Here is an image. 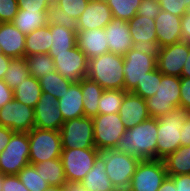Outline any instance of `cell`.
I'll return each mask as SVG.
<instances>
[{"mask_svg": "<svg viewBox=\"0 0 190 191\" xmlns=\"http://www.w3.org/2000/svg\"><path fill=\"white\" fill-rule=\"evenodd\" d=\"M157 130V118L150 117L148 120L126 130L114 149L141 160L156 159Z\"/></svg>", "mask_w": 190, "mask_h": 191, "instance_id": "cell-1", "label": "cell"}, {"mask_svg": "<svg viewBox=\"0 0 190 191\" xmlns=\"http://www.w3.org/2000/svg\"><path fill=\"white\" fill-rule=\"evenodd\" d=\"M123 67V56L108 52L88 60L87 77L104 90H124Z\"/></svg>", "mask_w": 190, "mask_h": 191, "instance_id": "cell-2", "label": "cell"}, {"mask_svg": "<svg viewBox=\"0 0 190 191\" xmlns=\"http://www.w3.org/2000/svg\"><path fill=\"white\" fill-rule=\"evenodd\" d=\"M187 114L188 112L179 106L157 118L156 159L163 160L181 146L180 132Z\"/></svg>", "mask_w": 190, "mask_h": 191, "instance_id": "cell-3", "label": "cell"}, {"mask_svg": "<svg viewBox=\"0 0 190 191\" xmlns=\"http://www.w3.org/2000/svg\"><path fill=\"white\" fill-rule=\"evenodd\" d=\"M97 155L105 163V172L116 191H128L132 176L141 159L120 153L115 149H98Z\"/></svg>", "mask_w": 190, "mask_h": 191, "instance_id": "cell-4", "label": "cell"}, {"mask_svg": "<svg viewBox=\"0 0 190 191\" xmlns=\"http://www.w3.org/2000/svg\"><path fill=\"white\" fill-rule=\"evenodd\" d=\"M124 58V90L131 92L146 73L157 68V50L134 46Z\"/></svg>", "mask_w": 190, "mask_h": 191, "instance_id": "cell-5", "label": "cell"}, {"mask_svg": "<svg viewBox=\"0 0 190 191\" xmlns=\"http://www.w3.org/2000/svg\"><path fill=\"white\" fill-rule=\"evenodd\" d=\"M29 162L34 165L45 160L61 158L60 131L33 128L28 132Z\"/></svg>", "mask_w": 190, "mask_h": 191, "instance_id": "cell-6", "label": "cell"}, {"mask_svg": "<svg viewBox=\"0 0 190 191\" xmlns=\"http://www.w3.org/2000/svg\"><path fill=\"white\" fill-rule=\"evenodd\" d=\"M180 77L162 73L161 83L155 95L145 99L147 112L151 118L166 115L180 104Z\"/></svg>", "mask_w": 190, "mask_h": 191, "instance_id": "cell-7", "label": "cell"}, {"mask_svg": "<svg viewBox=\"0 0 190 191\" xmlns=\"http://www.w3.org/2000/svg\"><path fill=\"white\" fill-rule=\"evenodd\" d=\"M28 164V132H15L0 153V172L3 175H17Z\"/></svg>", "mask_w": 190, "mask_h": 191, "instance_id": "cell-8", "label": "cell"}, {"mask_svg": "<svg viewBox=\"0 0 190 191\" xmlns=\"http://www.w3.org/2000/svg\"><path fill=\"white\" fill-rule=\"evenodd\" d=\"M62 149L95 148L93 119L80 117L67 120L60 128Z\"/></svg>", "mask_w": 190, "mask_h": 191, "instance_id": "cell-9", "label": "cell"}, {"mask_svg": "<svg viewBox=\"0 0 190 191\" xmlns=\"http://www.w3.org/2000/svg\"><path fill=\"white\" fill-rule=\"evenodd\" d=\"M167 176L163 160H140L128 191H158Z\"/></svg>", "mask_w": 190, "mask_h": 191, "instance_id": "cell-10", "label": "cell"}, {"mask_svg": "<svg viewBox=\"0 0 190 191\" xmlns=\"http://www.w3.org/2000/svg\"><path fill=\"white\" fill-rule=\"evenodd\" d=\"M92 119L95 148L114 149L126 131L119 113L98 114Z\"/></svg>", "mask_w": 190, "mask_h": 191, "instance_id": "cell-11", "label": "cell"}, {"mask_svg": "<svg viewBox=\"0 0 190 191\" xmlns=\"http://www.w3.org/2000/svg\"><path fill=\"white\" fill-rule=\"evenodd\" d=\"M97 152L96 148L62 149L61 160L66 181H81L94 166Z\"/></svg>", "mask_w": 190, "mask_h": 191, "instance_id": "cell-12", "label": "cell"}, {"mask_svg": "<svg viewBox=\"0 0 190 191\" xmlns=\"http://www.w3.org/2000/svg\"><path fill=\"white\" fill-rule=\"evenodd\" d=\"M53 58L55 70L64 78L78 82L87 77L88 59L76 45L67 52L48 53Z\"/></svg>", "mask_w": 190, "mask_h": 191, "instance_id": "cell-13", "label": "cell"}, {"mask_svg": "<svg viewBox=\"0 0 190 191\" xmlns=\"http://www.w3.org/2000/svg\"><path fill=\"white\" fill-rule=\"evenodd\" d=\"M34 108L15 98L0 108V125L14 132H30L34 128Z\"/></svg>", "mask_w": 190, "mask_h": 191, "instance_id": "cell-14", "label": "cell"}, {"mask_svg": "<svg viewBox=\"0 0 190 191\" xmlns=\"http://www.w3.org/2000/svg\"><path fill=\"white\" fill-rule=\"evenodd\" d=\"M190 52V43L180 41L157 48V69L165 75L181 77Z\"/></svg>", "mask_w": 190, "mask_h": 191, "instance_id": "cell-15", "label": "cell"}, {"mask_svg": "<svg viewBox=\"0 0 190 191\" xmlns=\"http://www.w3.org/2000/svg\"><path fill=\"white\" fill-rule=\"evenodd\" d=\"M57 101L58 99L50 93L42 92L34 108L35 128L60 131L64 119L61 110L57 106Z\"/></svg>", "mask_w": 190, "mask_h": 191, "instance_id": "cell-16", "label": "cell"}, {"mask_svg": "<svg viewBox=\"0 0 190 191\" xmlns=\"http://www.w3.org/2000/svg\"><path fill=\"white\" fill-rule=\"evenodd\" d=\"M154 20L158 48L182 41L181 16L162 10Z\"/></svg>", "mask_w": 190, "mask_h": 191, "instance_id": "cell-17", "label": "cell"}, {"mask_svg": "<svg viewBox=\"0 0 190 191\" xmlns=\"http://www.w3.org/2000/svg\"><path fill=\"white\" fill-rule=\"evenodd\" d=\"M104 30L110 53L124 56L134 47L127 21L113 17Z\"/></svg>", "mask_w": 190, "mask_h": 191, "instance_id": "cell-18", "label": "cell"}, {"mask_svg": "<svg viewBox=\"0 0 190 191\" xmlns=\"http://www.w3.org/2000/svg\"><path fill=\"white\" fill-rule=\"evenodd\" d=\"M113 19L107 2L90 0L86 9L77 20L78 30L103 29Z\"/></svg>", "mask_w": 190, "mask_h": 191, "instance_id": "cell-19", "label": "cell"}, {"mask_svg": "<svg viewBox=\"0 0 190 191\" xmlns=\"http://www.w3.org/2000/svg\"><path fill=\"white\" fill-rule=\"evenodd\" d=\"M128 24L134 46L157 50V34L154 19L136 14L128 21Z\"/></svg>", "mask_w": 190, "mask_h": 191, "instance_id": "cell-20", "label": "cell"}, {"mask_svg": "<svg viewBox=\"0 0 190 191\" xmlns=\"http://www.w3.org/2000/svg\"><path fill=\"white\" fill-rule=\"evenodd\" d=\"M119 116L126 130L150 118L145 99L132 92L125 94L120 106Z\"/></svg>", "mask_w": 190, "mask_h": 191, "instance_id": "cell-21", "label": "cell"}, {"mask_svg": "<svg viewBox=\"0 0 190 191\" xmlns=\"http://www.w3.org/2000/svg\"><path fill=\"white\" fill-rule=\"evenodd\" d=\"M26 35L20 32L12 22L0 23V45L2 53L10 58L25 57Z\"/></svg>", "mask_w": 190, "mask_h": 191, "instance_id": "cell-22", "label": "cell"}, {"mask_svg": "<svg viewBox=\"0 0 190 191\" xmlns=\"http://www.w3.org/2000/svg\"><path fill=\"white\" fill-rule=\"evenodd\" d=\"M76 39L78 48L86 54L88 60L109 52L104 28L77 31Z\"/></svg>", "mask_w": 190, "mask_h": 191, "instance_id": "cell-23", "label": "cell"}, {"mask_svg": "<svg viewBox=\"0 0 190 191\" xmlns=\"http://www.w3.org/2000/svg\"><path fill=\"white\" fill-rule=\"evenodd\" d=\"M82 99L81 80L72 82L68 90L57 101V106L61 110L64 122L85 116Z\"/></svg>", "mask_w": 190, "mask_h": 191, "instance_id": "cell-24", "label": "cell"}, {"mask_svg": "<svg viewBox=\"0 0 190 191\" xmlns=\"http://www.w3.org/2000/svg\"><path fill=\"white\" fill-rule=\"evenodd\" d=\"M105 170V163L97 155L94 166L80 182L88 191H116Z\"/></svg>", "mask_w": 190, "mask_h": 191, "instance_id": "cell-25", "label": "cell"}, {"mask_svg": "<svg viewBox=\"0 0 190 191\" xmlns=\"http://www.w3.org/2000/svg\"><path fill=\"white\" fill-rule=\"evenodd\" d=\"M81 91L85 117L93 118L97 116L99 108L98 103L104 89L97 82L85 77L81 79Z\"/></svg>", "mask_w": 190, "mask_h": 191, "instance_id": "cell-26", "label": "cell"}, {"mask_svg": "<svg viewBox=\"0 0 190 191\" xmlns=\"http://www.w3.org/2000/svg\"><path fill=\"white\" fill-rule=\"evenodd\" d=\"M168 176L190 174V145L180 146L163 159Z\"/></svg>", "mask_w": 190, "mask_h": 191, "instance_id": "cell-27", "label": "cell"}, {"mask_svg": "<svg viewBox=\"0 0 190 191\" xmlns=\"http://www.w3.org/2000/svg\"><path fill=\"white\" fill-rule=\"evenodd\" d=\"M51 45V31L48 25L37 28L26 35L25 57L41 53L48 54Z\"/></svg>", "mask_w": 190, "mask_h": 191, "instance_id": "cell-28", "label": "cell"}, {"mask_svg": "<svg viewBox=\"0 0 190 191\" xmlns=\"http://www.w3.org/2000/svg\"><path fill=\"white\" fill-rule=\"evenodd\" d=\"M51 31V48L48 53H62L75 47L77 33L61 25H49Z\"/></svg>", "mask_w": 190, "mask_h": 191, "instance_id": "cell-29", "label": "cell"}, {"mask_svg": "<svg viewBox=\"0 0 190 191\" xmlns=\"http://www.w3.org/2000/svg\"><path fill=\"white\" fill-rule=\"evenodd\" d=\"M42 94L40 81L31 75L13 90V97L19 102L35 108Z\"/></svg>", "mask_w": 190, "mask_h": 191, "instance_id": "cell-30", "label": "cell"}, {"mask_svg": "<svg viewBox=\"0 0 190 191\" xmlns=\"http://www.w3.org/2000/svg\"><path fill=\"white\" fill-rule=\"evenodd\" d=\"M37 173L50 186H63L66 182L63 163L61 158L45 160L34 164Z\"/></svg>", "mask_w": 190, "mask_h": 191, "instance_id": "cell-31", "label": "cell"}, {"mask_svg": "<svg viewBox=\"0 0 190 191\" xmlns=\"http://www.w3.org/2000/svg\"><path fill=\"white\" fill-rule=\"evenodd\" d=\"M14 26L27 35L37 28L46 26V11H26L18 9L12 21Z\"/></svg>", "mask_w": 190, "mask_h": 191, "instance_id": "cell-32", "label": "cell"}, {"mask_svg": "<svg viewBox=\"0 0 190 191\" xmlns=\"http://www.w3.org/2000/svg\"><path fill=\"white\" fill-rule=\"evenodd\" d=\"M29 76L30 73L27 67L26 58H11L10 65L4 74L3 81L14 90L19 83H22Z\"/></svg>", "mask_w": 190, "mask_h": 191, "instance_id": "cell-33", "label": "cell"}, {"mask_svg": "<svg viewBox=\"0 0 190 191\" xmlns=\"http://www.w3.org/2000/svg\"><path fill=\"white\" fill-rule=\"evenodd\" d=\"M42 92H48L57 99L68 90L72 81L61 76L56 70L39 79Z\"/></svg>", "mask_w": 190, "mask_h": 191, "instance_id": "cell-34", "label": "cell"}, {"mask_svg": "<svg viewBox=\"0 0 190 191\" xmlns=\"http://www.w3.org/2000/svg\"><path fill=\"white\" fill-rule=\"evenodd\" d=\"M25 58L30 75L38 80L55 70L53 58L48 54H34Z\"/></svg>", "mask_w": 190, "mask_h": 191, "instance_id": "cell-35", "label": "cell"}, {"mask_svg": "<svg viewBox=\"0 0 190 191\" xmlns=\"http://www.w3.org/2000/svg\"><path fill=\"white\" fill-rule=\"evenodd\" d=\"M161 79L162 72L156 68L146 73V76L141 81H138L137 86L131 92L141 96L143 99H148L157 92Z\"/></svg>", "mask_w": 190, "mask_h": 191, "instance_id": "cell-36", "label": "cell"}, {"mask_svg": "<svg viewBox=\"0 0 190 191\" xmlns=\"http://www.w3.org/2000/svg\"><path fill=\"white\" fill-rule=\"evenodd\" d=\"M126 93L125 90H104L98 103V114L119 113L120 106Z\"/></svg>", "mask_w": 190, "mask_h": 191, "instance_id": "cell-37", "label": "cell"}, {"mask_svg": "<svg viewBox=\"0 0 190 191\" xmlns=\"http://www.w3.org/2000/svg\"><path fill=\"white\" fill-rule=\"evenodd\" d=\"M106 2L114 18L128 22L137 14L141 0H107Z\"/></svg>", "mask_w": 190, "mask_h": 191, "instance_id": "cell-38", "label": "cell"}, {"mask_svg": "<svg viewBox=\"0 0 190 191\" xmlns=\"http://www.w3.org/2000/svg\"><path fill=\"white\" fill-rule=\"evenodd\" d=\"M17 176L29 191H46L50 187L32 164L26 165Z\"/></svg>", "mask_w": 190, "mask_h": 191, "instance_id": "cell-39", "label": "cell"}, {"mask_svg": "<svg viewBox=\"0 0 190 191\" xmlns=\"http://www.w3.org/2000/svg\"><path fill=\"white\" fill-rule=\"evenodd\" d=\"M46 24L48 26L52 24L61 25L67 29L74 30L76 33L78 30L77 20L69 17L58 4L51 5L46 11Z\"/></svg>", "mask_w": 190, "mask_h": 191, "instance_id": "cell-40", "label": "cell"}, {"mask_svg": "<svg viewBox=\"0 0 190 191\" xmlns=\"http://www.w3.org/2000/svg\"><path fill=\"white\" fill-rule=\"evenodd\" d=\"M90 0H59V7L66 12L69 17L78 20L86 9Z\"/></svg>", "mask_w": 190, "mask_h": 191, "instance_id": "cell-41", "label": "cell"}, {"mask_svg": "<svg viewBox=\"0 0 190 191\" xmlns=\"http://www.w3.org/2000/svg\"><path fill=\"white\" fill-rule=\"evenodd\" d=\"M163 11H167L177 16L185 14L186 7L190 0H158Z\"/></svg>", "mask_w": 190, "mask_h": 191, "instance_id": "cell-42", "label": "cell"}, {"mask_svg": "<svg viewBox=\"0 0 190 191\" xmlns=\"http://www.w3.org/2000/svg\"><path fill=\"white\" fill-rule=\"evenodd\" d=\"M17 12V0H0V23L12 22Z\"/></svg>", "mask_w": 190, "mask_h": 191, "instance_id": "cell-43", "label": "cell"}, {"mask_svg": "<svg viewBox=\"0 0 190 191\" xmlns=\"http://www.w3.org/2000/svg\"><path fill=\"white\" fill-rule=\"evenodd\" d=\"M161 11L162 9L158 0H141L137 15H145L148 18L155 19Z\"/></svg>", "mask_w": 190, "mask_h": 191, "instance_id": "cell-44", "label": "cell"}, {"mask_svg": "<svg viewBox=\"0 0 190 191\" xmlns=\"http://www.w3.org/2000/svg\"><path fill=\"white\" fill-rule=\"evenodd\" d=\"M18 9L26 11H47L50 7L47 0H17Z\"/></svg>", "mask_w": 190, "mask_h": 191, "instance_id": "cell-45", "label": "cell"}, {"mask_svg": "<svg viewBox=\"0 0 190 191\" xmlns=\"http://www.w3.org/2000/svg\"><path fill=\"white\" fill-rule=\"evenodd\" d=\"M1 191H29L17 175H3Z\"/></svg>", "mask_w": 190, "mask_h": 191, "instance_id": "cell-46", "label": "cell"}, {"mask_svg": "<svg viewBox=\"0 0 190 191\" xmlns=\"http://www.w3.org/2000/svg\"><path fill=\"white\" fill-rule=\"evenodd\" d=\"M181 85H180V104L185 111L190 112V78L188 77H180Z\"/></svg>", "mask_w": 190, "mask_h": 191, "instance_id": "cell-47", "label": "cell"}, {"mask_svg": "<svg viewBox=\"0 0 190 191\" xmlns=\"http://www.w3.org/2000/svg\"><path fill=\"white\" fill-rule=\"evenodd\" d=\"M174 180L176 191H190V174L170 176Z\"/></svg>", "mask_w": 190, "mask_h": 191, "instance_id": "cell-48", "label": "cell"}, {"mask_svg": "<svg viewBox=\"0 0 190 191\" xmlns=\"http://www.w3.org/2000/svg\"><path fill=\"white\" fill-rule=\"evenodd\" d=\"M13 98V90L3 80H0V108Z\"/></svg>", "mask_w": 190, "mask_h": 191, "instance_id": "cell-49", "label": "cell"}, {"mask_svg": "<svg viewBox=\"0 0 190 191\" xmlns=\"http://www.w3.org/2000/svg\"><path fill=\"white\" fill-rule=\"evenodd\" d=\"M180 134H181V137H180L181 146L190 145V112H188L184 120L183 127L181 129Z\"/></svg>", "mask_w": 190, "mask_h": 191, "instance_id": "cell-50", "label": "cell"}, {"mask_svg": "<svg viewBox=\"0 0 190 191\" xmlns=\"http://www.w3.org/2000/svg\"><path fill=\"white\" fill-rule=\"evenodd\" d=\"M182 41L190 43V13H185L181 20Z\"/></svg>", "mask_w": 190, "mask_h": 191, "instance_id": "cell-51", "label": "cell"}, {"mask_svg": "<svg viewBox=\"0 0 190 191\" xmlns=\"http://www.w3.org/2000/svg\"><path fill=\"white\" fill-rule=\"evenodd\" d=\"M14 133L11 129L0 125V153L7 146Z\"/></svg>", "mask_w": 190, "mask_h": 191, "instance_id": "cell-52", "label": "cell"}, {"mask_svg": "<svg viewBox=\"0 0 190 191\" xmlns=\"http://www.w3.org/2000/svg\"><path fill=\"white\" fill-rule=\"evenodd\" d=\"M62 187L63 191H88L80 181H66Z\"/></svg>", "mask_w": 190, "mask_h": 191, "instance_id": "cell-53", "label": "cell"}, {"mask_svg": "<svg viewBox=\"0 0 190 191\" xmlns=\"http://www.w3.org/2000/svg\"><path fill=\"white\" fill-rule=\"evenodd\" d=\"M11 58L0 53V80H3L4 74L10 65Z\"/></svg>", "mask_w": 190, "mask_h": 191, "instance_id": "cell-54", "label": "cell"}, {"mask_svg": "<svg viewBox=\"0 0 190 191\" xmlns=\"http://www.w3.org/2000/svg\"><path fill=\"white\" fill-rule=\"evenodd\" d=\"M158 191H176L174 180L170 176H167Z\"/></svg>", "mask_w": 190, "mask_h": 191, "instance_id": "cell-55", "label": "cell"}, {"mask_svg": "<svg viewBox=\"0 0 190 191\" xmlns=\"http://www.w3.org/2000/svg\"><path fill=\"white\" fill-rule=\"evenodd\" d=\"M181 76L190 78V52L187 57V60L184 63V67H183Z\"/></svg>", "mask_w": 190, "mask_h": 191, "instance_id": "cell-56", "label": "cell"}, {"mask_svg": "<svg viewBox=\"0 0 190 191\" xmlns=\"http://www.w3.org/2000/svg\"><path fill=\"white\" fill-rule=\"evenodd\" d=\"M46 191H63L62 186H50Z\"/></svg>", "mask_w": 190, "mask_h": 191, "instance_id": "cell-57", "label": "cell"}, {"mask_svg": "<svg viewBox=\"0 0 190 191\" xmlns=\"http://www.w3.org/2000/svg\"><path fill=\"white\" fill-rule=\"evenodd\" d=\"M47 1H48V3H49L50 6H51V5H56V4L59 3V0H47Z\"/></svg>", "mask_w": 190, "mask_h": 191, "instance_id": "cell-58", "label": "cell"}, {"mask_svg": "<svg viewBox=\"0 0 190 191\" xmlns=\"http://www.w3.org/2000/svg\"><path fill=\"white\" fill-rule=\"evenodd\" d=\"M2 183H3V174L0 172V191L2 189Z\"/></svg>", "mask_w": 190, "mask_h": 191, "instance_id": "cell-59", "label": "cell"}, {"mask_svg": "<svg viewBox=\"0 0 190 191\" xmlns=\"http://www.w3.org/2000/svg\"><path fill=\"white\" fill-rule=\"evenodd\" d=\"M185 13H190V3H188V5H187Z\"/></svg>", "mask_w": 190, "mask_h": 191, "instance_id": "cell-60", "label": "cell"}]
</instances>
